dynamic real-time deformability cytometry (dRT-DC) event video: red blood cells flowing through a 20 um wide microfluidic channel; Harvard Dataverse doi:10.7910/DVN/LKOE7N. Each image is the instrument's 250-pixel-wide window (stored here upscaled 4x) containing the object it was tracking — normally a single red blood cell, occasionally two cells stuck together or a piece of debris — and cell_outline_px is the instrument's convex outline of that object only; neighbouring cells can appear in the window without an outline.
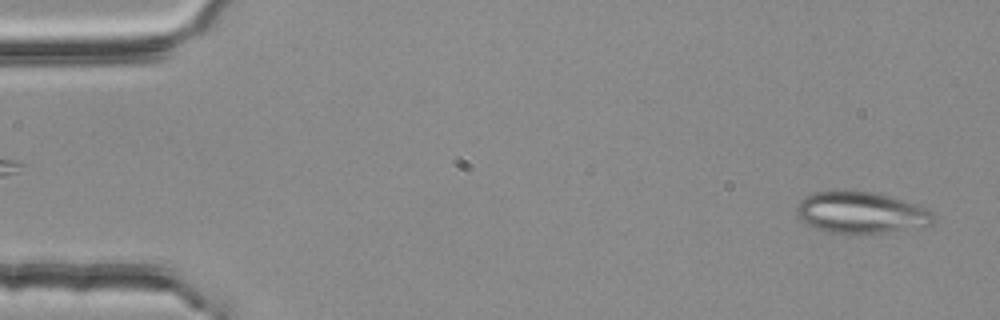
{"species": "common noctule bat (a hibernating species)", "species_latin": "Nyctalus noctula", "temperature_condition": "room temperature", "stored_images_in_passage": 53, "camera_frame_rate_fps": 3000, "um_per_image_px": 0.085, "animal": {"sex": "female", "body_mass_g": 25.1}, "frame": {"image": 1, "passage_image": 2, "time_ms": 0.333, "image_size_px": [1000, 320], "cell_outline_px": [[936, 220], [932, 224], [888, 232], [832, 232], [816, 228], [800, 220], [796, 212], [796, 204], [804, 196], [816, 192], [876, 192], [924, 208], [932, 212], [936, 216]], "centroid_in_image_um": [73.16, 18.07], "position_along_channel_um": 11.8, "area_um2": 32.19}}
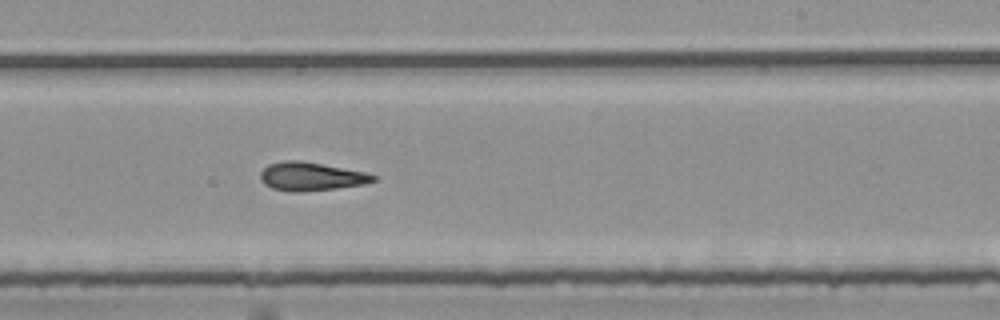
{"frame": {"image": 2, "passage_image": 32, "time_ms": 10.333, "image_size_px": [1000, 320], "cell_outline_px": [[376, 180], [364, 184], [336, 188], [300, 192], [292, 192], [272, 188], [264, 184], [260, 180], [260, 172], [268, 164], [284, 160], [300, 160], [364, 172], [376, 176]], "centroid_in_image_um": [26.39, 15.0], "position_along_channel_um": 262.6, "area_um2": 18.61}}
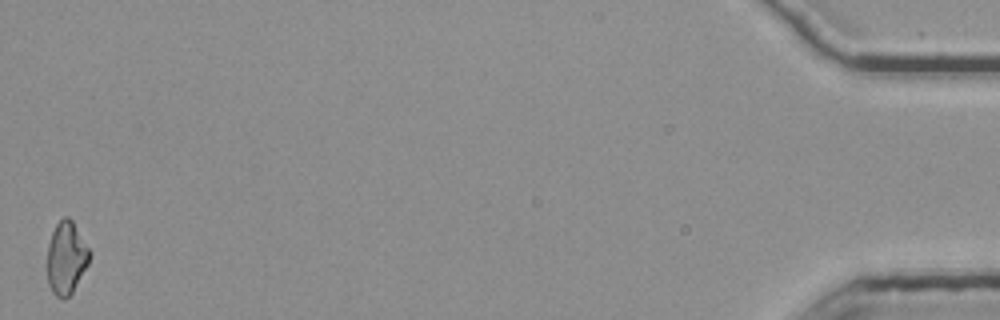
{"frame": {"image": 3, "passage_image": 53, "time_ms": 17.333, "image_size_px": [1000, 320], "cell_outline_px": [[92, 252], [88, 264], [72, 292], [64, 300], [56, 296], [52, 292], [48, 284], [44, 264], [48, 244], [52, 232], [56, 224], [64, 216], [68, 216], [72, 220]], "centroid_in_image_um": [5.59, 21.93], "position_along_channel_um": 429.6, "area_um2": 18.5}, "authors_computed_cell_mechanics": {"area_um2": 18.785, "velocity_mm_per_s": 3.7999, "shape_relaxation_time_tau1_ms": null, "shape_relaxation_time_tau2_ms": 4.4755, "deformation_change_tau1": null, "deformation_change_tau2": 0.1528}}